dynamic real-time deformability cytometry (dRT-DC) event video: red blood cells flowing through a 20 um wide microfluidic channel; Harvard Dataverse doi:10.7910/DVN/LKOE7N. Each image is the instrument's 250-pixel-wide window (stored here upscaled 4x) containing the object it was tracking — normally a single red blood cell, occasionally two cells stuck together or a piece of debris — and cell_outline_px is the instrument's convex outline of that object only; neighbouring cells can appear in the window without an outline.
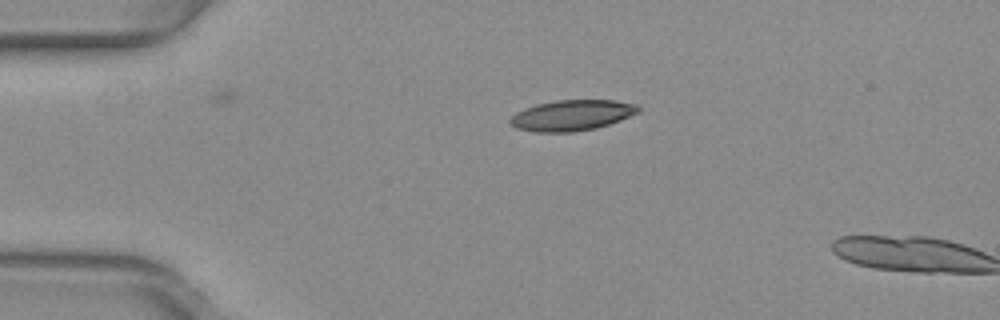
{"species": "common noctule bat (a hibernating species)", "species_latin": "Nyctalus noctula", "temperature_condition": "warm", "stored_images_in_passage": 2, "camera_frame_rate_fps": 3000, "um_per_image_px": 0.085, "animal": {"sex": "female", "body_mass_g": 29.2, "forearm_length_mm": 56.3}, "frame": {"image": 1, "passage_image": 1, "time_ms": 0.0, "image_size_px": [1000, 320], "cell_outline_px": [[640, 112], [620, 120], [596, 128], [572, 132], [536, 132], [516, 128], [508, 120], [516, 112], [524, 108], [536, 104], [556, 100], [616, 100], [636, 104], [640, 108]], "centroid_in_image_um": [48.61, 9.79], "position_along_channel_um": 36.4, "area_um2": 22.95}}